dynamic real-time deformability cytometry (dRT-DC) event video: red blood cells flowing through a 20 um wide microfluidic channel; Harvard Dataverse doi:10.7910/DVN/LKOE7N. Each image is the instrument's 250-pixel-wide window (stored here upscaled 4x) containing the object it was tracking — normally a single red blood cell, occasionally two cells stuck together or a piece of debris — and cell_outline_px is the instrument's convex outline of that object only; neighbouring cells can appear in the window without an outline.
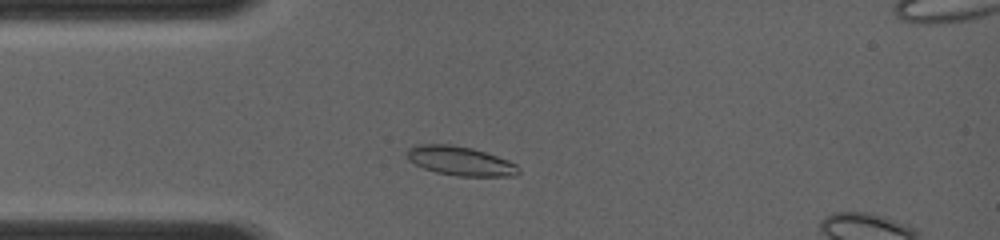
{"species": "common noctule bat (a hibernating species)", "species_latin": "Nyctalus noctula", "temperature_condition": "room temperature", "stored_images_in_passage": 37, "camera_frame_rate_fps": 4000, "um_per_image_px": 0.085, "animal": {"sex": "female", "body_mass_g": 19.0, "forearm_length_mm": 56.7}, "frame": {"image": 1, "passage_image": 5, "time_ms": 1.5, "image_size_px": [1000, 240], "cell_outline_px": [[520, 172], [516, 176], [456, 176], [436, 172], [424, 168], [408, 160], [404, 152], [408, 148], [420, 144], [452, 144], [472, 148], [508, 160], [516, 164], [520, 168]], "centroid_in_image_um": [39.11, 13.68], "position_along_channel_um": 45.9, "area_um2": 19.07}}
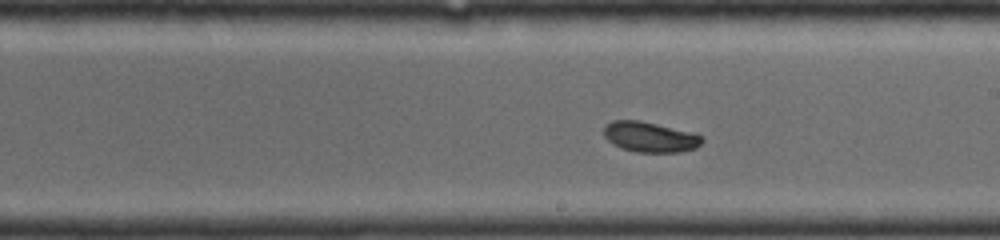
{"frame": {"image": 2, "passage_image": 20, "time_ms": 6.0, "image_size_px": [1000, 240], "cell_outline_px": [[704, 140], [696, 148], [680, 152], [636, 152], [620, 148], [612, 144], [604, 136], [604, 124], [612, 120], [640, 120], [696, 132], [704, 136]], "centroid_in_image_um": [55.27, 11.63], "position_along_channel_um": 233.7, "area_um2": 17.8}}
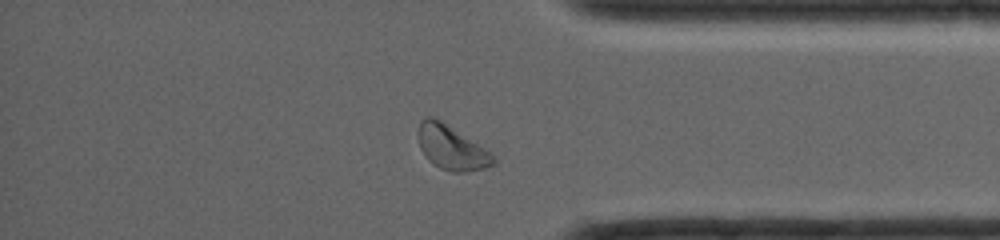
{"frame": {"image": 3, "passage_image": 33, "time_ms": 9.75, "image_size_px": [1000, 240], "cell_outline_px": [[496, 164], [484, 168], [464, 172], [452, 172], [440, 168], [432, 164], [428, 160], [420, 148], [420, 120], [424, 116], [432, 116], [440, 120], [484, 148], [496, 156]], "centroid_in_image_um": [38.4, 12.57], "position_along_channel_um": 396.8, "area_um2": 19.07}}